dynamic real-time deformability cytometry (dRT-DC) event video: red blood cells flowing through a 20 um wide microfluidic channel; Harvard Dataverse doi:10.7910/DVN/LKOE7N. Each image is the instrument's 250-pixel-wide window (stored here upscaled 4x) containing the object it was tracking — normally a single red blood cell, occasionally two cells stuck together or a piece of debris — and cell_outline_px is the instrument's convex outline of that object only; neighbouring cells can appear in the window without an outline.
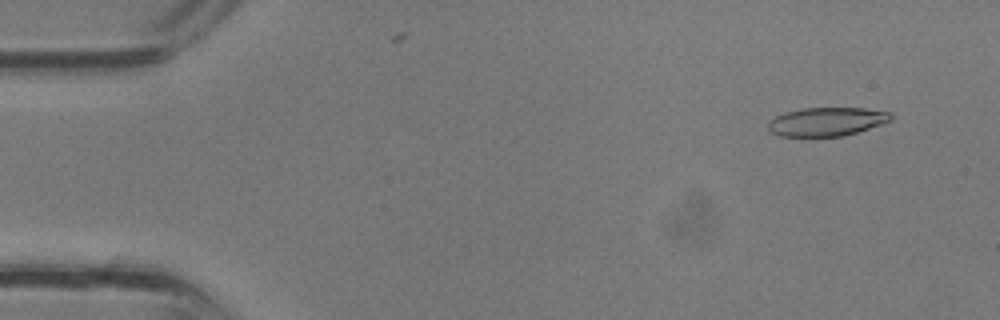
{"species": "common noctule bat (a hibernating species)", "species_latin": "Nyctalus noctula", "temperature_condition": "room temperature", "stored_images_in_passage": 34, "camera_frame_rate_fps": 3000, "um_per_image_px": 0.085, "animal": {"sex": "male", "body_mass_g": 13.3}, "frame": {"image": 1, "passage_image": 3, "time_ms": 0.667, "image_size_px": [1000, 320], "cell_outline_px": [[892, 120], [844, 136], [780, 136], [772, 132], [768, 128], [768, 120], [784, 112], [804, 108], [864, 108], [892, 112]], "centroid_in_image_um": [70.26, 10.33], "position_along_channel_um": 14.7, "area_um2": 20.4}}
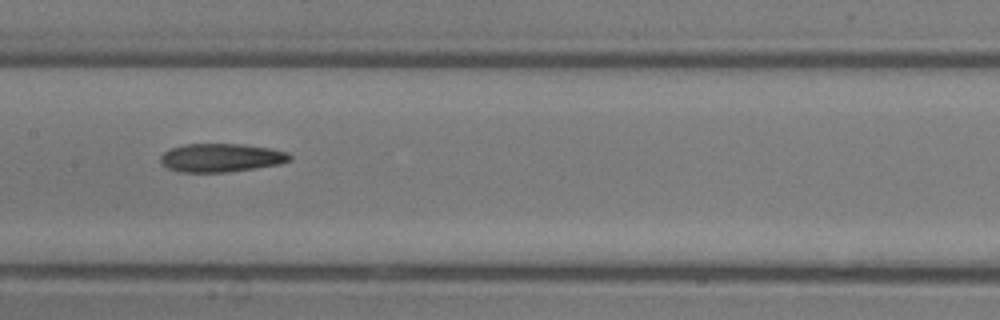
{"frame": {"image": 2, "passage_image": 17, "time_ms": 5.333, "image_size_px": [1000, 320], "cell_outline_px": [[292, 160], [280, 164], [228, 172], [180, 172], [168, 168], [160, 164], [160, 156], [164, 152], [172, 148], [184, 144], [240, 144], [272, 148], [288, 152], [292, 156]], "centroid_in_image_um": [18.81, 13.41], "position_along_channel_um": 188.6, "area_um2": 21.56}}
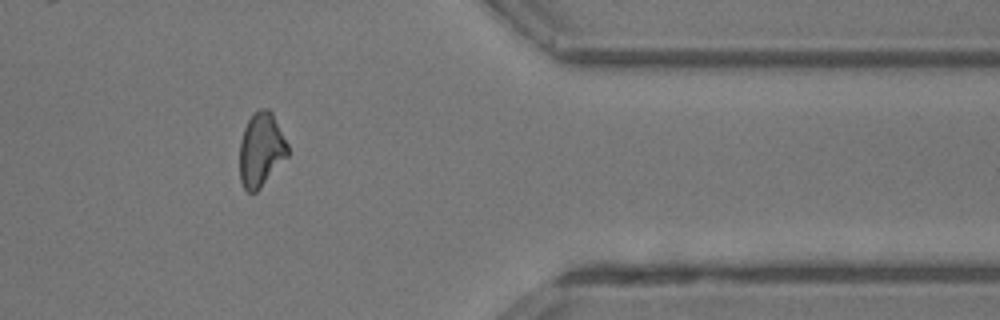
{"frame": {"image": 3, "passage_image": 28, "time_ms": 9.0, "image_size_px": [1000, 320], "cell_outline_px": [[288, 156], [260, 188], [256, 192], [248, 192], [244, 188], [240, 180], [240, 140], [244, 128], [252, 112], [260, 108], [268, 108], [272, 112], [288, 144]], "centroid_in_image_um": [22.19, 12.7], "position_along_channel_um": 389.2, "area_um2": 20.81}}